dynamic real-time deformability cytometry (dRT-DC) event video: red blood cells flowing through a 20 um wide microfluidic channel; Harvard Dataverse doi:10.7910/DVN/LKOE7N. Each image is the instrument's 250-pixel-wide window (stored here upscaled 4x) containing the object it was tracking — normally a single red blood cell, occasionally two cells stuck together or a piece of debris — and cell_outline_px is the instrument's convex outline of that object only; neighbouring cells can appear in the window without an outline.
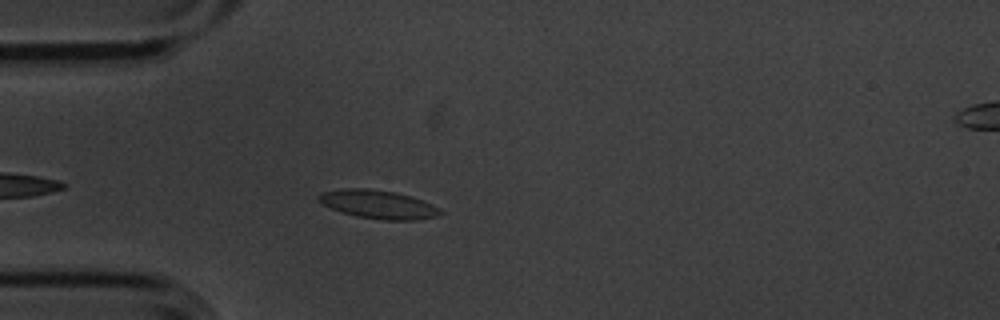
{"species": "common noctule bat (a hibernating species)", "species_latin": "Nyctalus noctula", "temperature_condition": "cold", "stored_images_in_passage": 5, "camera_frame_rate_fps": 3000, "um_per_image_px": 0.085, "animal": {"sex": "male", "body_mass_g": 20.1, "forearm_length_mm": 53.5}, "frame": {"image": 1, "passage_image": 4, "time_ms": 1.0, "image_size_px": [1000, 320], "cell_outline_px": [[444, 212], [440, 216], [416, 220], [380, 220], [356, 216], [340, 212], [316, 200], [316, 196], [320, 192], [340, 188], [368, 188], [396, 192], [432, 204], [440, 208]], "centroid_in_image_um": [32.12, 17.37], "position_along_channel_um": 52.9, "area_um2": 20.46}}